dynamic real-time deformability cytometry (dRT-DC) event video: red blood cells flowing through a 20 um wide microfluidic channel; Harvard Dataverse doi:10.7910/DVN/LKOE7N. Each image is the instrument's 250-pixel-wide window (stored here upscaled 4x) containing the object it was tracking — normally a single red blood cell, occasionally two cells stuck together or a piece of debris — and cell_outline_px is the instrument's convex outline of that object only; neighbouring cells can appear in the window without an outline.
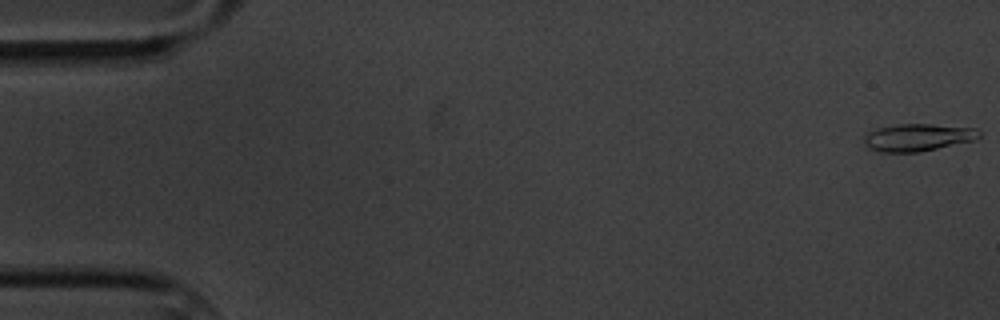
{"species": "common noctule bat (a hibernating species)", "species_latin": "Nyctalus noctula", "temperature_condition": "cold", "stored_images_in_passage": 6, "camera_frame_rate_fps": 3000, "um_per_image_px": 0.085, "animal": {"sex": "male", "body_mass_g": 20.1, "forearm_length_mm": 53.5}, "frame": {"image": 1, "passage_image": 1, "time_ms": 0.0, "image_size_px": [1000, 320], "cell_outline_px": [[980, 136], [976, 140], [920, 152], [880, 152], [868, 148], [864, 144], [864, 136], [868, 132], [876, 128], [900, 124], [928, 124], [976, 128], [980, 132]], "centroid_in_image_um": [78.0, 11.69], "position_along_channel_um": 7.0, "area_um2": 18.44}}